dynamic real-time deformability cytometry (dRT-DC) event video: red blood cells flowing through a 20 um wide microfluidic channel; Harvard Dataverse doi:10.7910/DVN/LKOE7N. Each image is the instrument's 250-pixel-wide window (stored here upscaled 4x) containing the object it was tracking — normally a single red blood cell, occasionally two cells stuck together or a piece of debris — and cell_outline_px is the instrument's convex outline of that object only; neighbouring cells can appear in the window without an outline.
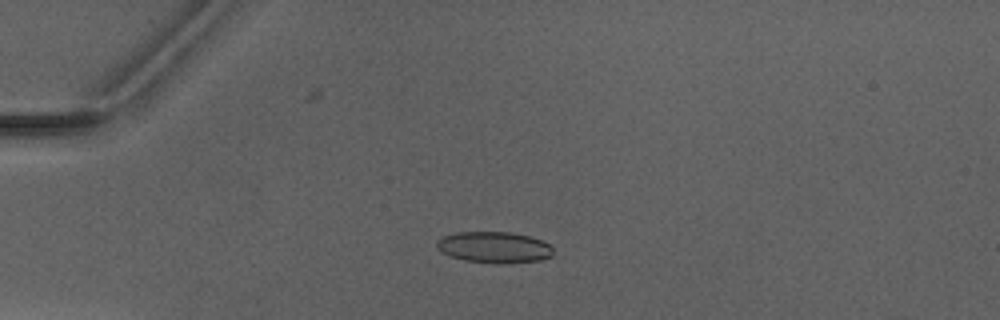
{"species": "Egyptian fruit bat (a non-hibernating species)", "species_latin": "Rousettus aegyptiacus", "temperature_condition": "warm", "stored_images_in_passage": 5, "camera_frame_rate_fps": 3000, "um_per_image_px": 0.085, "animal": {"sex": "male"}, "frame": {"image": 1, "passage_image": 4, "time_ms": 3.667, "image_size_px": [1000, 320], "cell_outline_px": [[552, 256], [540, 260], [464, 260], [440, 252], [436, 248], [436, 240], [444, 236], [456, 232], [512, 232], [528, 236], [552, 244]], "centroid_in_image_um": [41.96, 20.95], "position_along_channel_um": 43.0, "area_um2": 20.17}}